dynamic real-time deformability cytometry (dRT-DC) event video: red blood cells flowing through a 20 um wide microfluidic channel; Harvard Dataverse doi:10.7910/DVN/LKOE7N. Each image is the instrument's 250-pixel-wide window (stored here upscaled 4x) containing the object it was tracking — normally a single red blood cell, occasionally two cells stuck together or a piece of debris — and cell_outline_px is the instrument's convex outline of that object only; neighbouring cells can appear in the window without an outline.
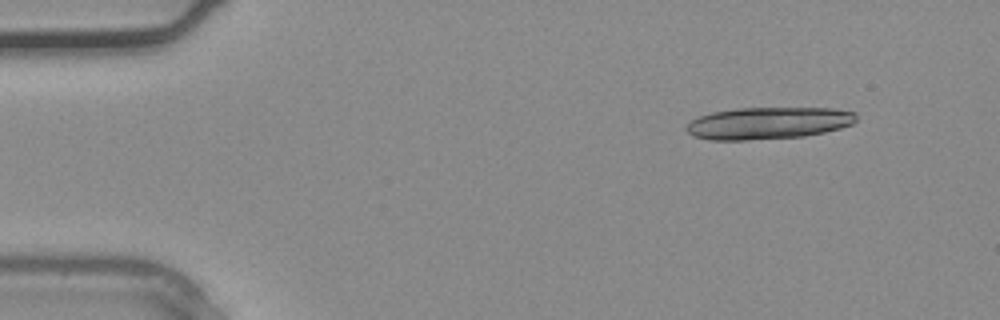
{"species": "common noctule bat (a hibernating species)", "species_latin": "Nyctalus noctula", "temperature_condition": "warm", "stored_images_in_passage": 10, "camera_frame_rate_fps": 3000, "um_per_image_px": 0.085, "animal": {"sex": "male", "body_mass_g": 20.4}, "frame": {"image": 1, "passage_image": 2, "time_ms": 0.333, "image_size_px": [1000, 320], "cell_outline_px": [[856, 120], [852, 124], [840, 128], [824, 132], [804, 136], [748, 140], [708, 140], [692, 136], [684, 128], [692, 120], [700, 116], [712, 112], [736, 108], [832, 108], [856, 112]], "centroid_in_image_um": [65.28, 10.46], "position_along_channel_um": 19.7, "area_um2": 31.79}}